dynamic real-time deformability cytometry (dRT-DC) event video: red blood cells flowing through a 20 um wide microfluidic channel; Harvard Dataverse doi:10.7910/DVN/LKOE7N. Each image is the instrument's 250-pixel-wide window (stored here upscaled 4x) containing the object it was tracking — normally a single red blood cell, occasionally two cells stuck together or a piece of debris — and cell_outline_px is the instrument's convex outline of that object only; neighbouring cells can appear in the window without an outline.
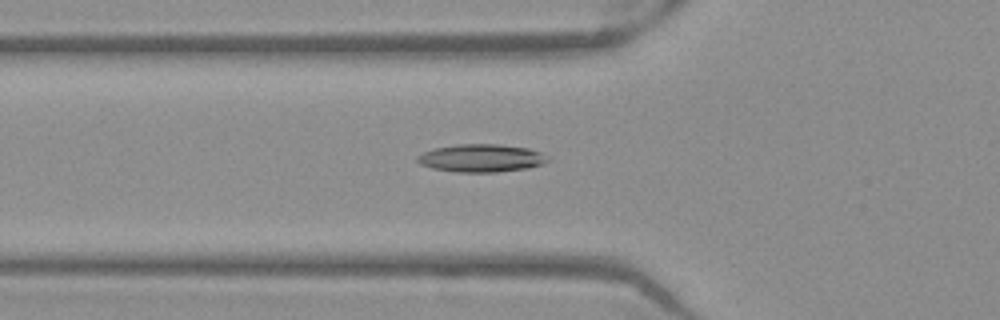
{"species": "Egyptian fruit bat (a non-hibernating species)", "species_latin": "Rousettus aegyptiacus", "temperature_condition": "warm", "stored_images_in_passage": 28, "camera_frame_rate_fps": 3000, "um_per_image_px": 0.085, "frame": {"image": 1, "passage_image": 2, "time_ms": 0.333, "image_size_px": [1000, 320], "cell_outline_px": [[552, 160], [528, 168], [496, 172], [456, 172], [432, 168], [420, 164], [416, 160], [416, 156], [424, 152], [436, 148], [460, 144], [500, 144], [528, 148], [540, 152], [548, 156]], "centroid_in_image_um": [40.93, 13.44], "position_along_channel_um": 84.9, "area_um2": 21.15}}
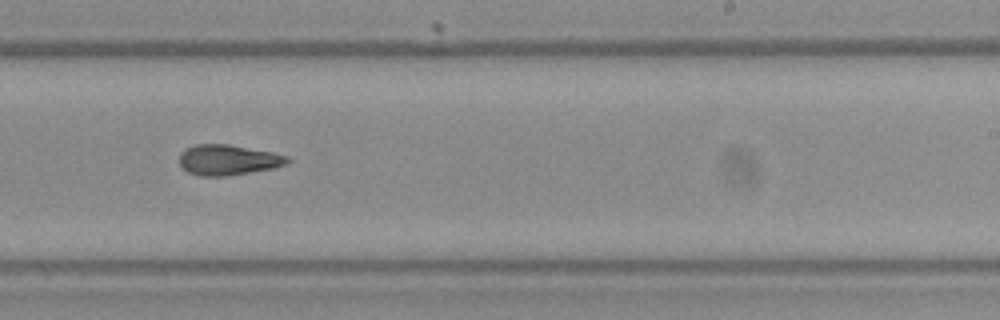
{"frame": {"image": 2, "passage_image": 16, "time_ms": 5.0, "image_size_px": [1000, 320], "cell_outline_px": [[292, 160], [288, 164], [276, 168], [228, 176], [200, 176], [188, 172], [180, 164], [180, 152], [184, 148], [196, 144], [228, 144], [272, 152], [288, 156]], "centroid_in_image_um": [19.42, 13.59], "position_along_channel_um": 269.6, "area_um2": 19.42}}
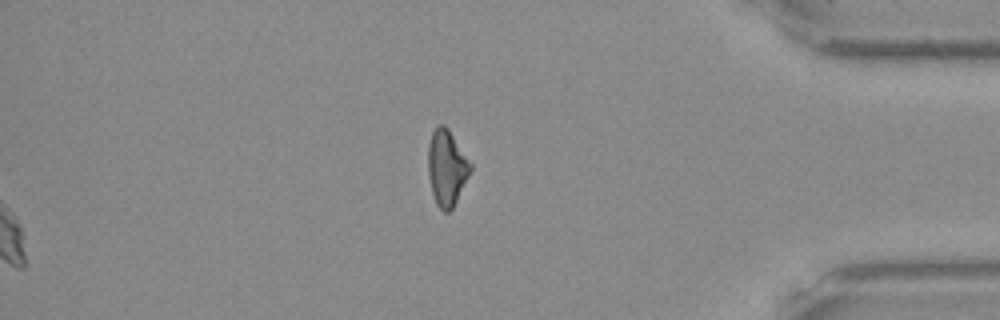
{"frame": {"image": 3, "passage_image": 28, "time_ms": 9.0, "image_size_px": [1000, 320], "cell_outline_px": [[472, 168], [452, 208], [448, 212], [444, 212], [436, 204], [432, 192], [428, 176], [428, 144], [432, 132], [436, 124], [444, 124], [448, 128], [472, 164]], "centroid_in_image_um": [37.95, 14.22], "position_along_channel_um": 397.3, "area_um2": 18.61}, "authors_computed_cell_mechanics": {"area_um2": 19.2763, "velocity_mm_per_s": 3.9414, "shape_relaxation_time_tau1_ms": null, "shape_relaxation_time_tau2_ms": 4.0412, "deformation_change_tau1": null, "deformation_change_tau2": 0.1311}}